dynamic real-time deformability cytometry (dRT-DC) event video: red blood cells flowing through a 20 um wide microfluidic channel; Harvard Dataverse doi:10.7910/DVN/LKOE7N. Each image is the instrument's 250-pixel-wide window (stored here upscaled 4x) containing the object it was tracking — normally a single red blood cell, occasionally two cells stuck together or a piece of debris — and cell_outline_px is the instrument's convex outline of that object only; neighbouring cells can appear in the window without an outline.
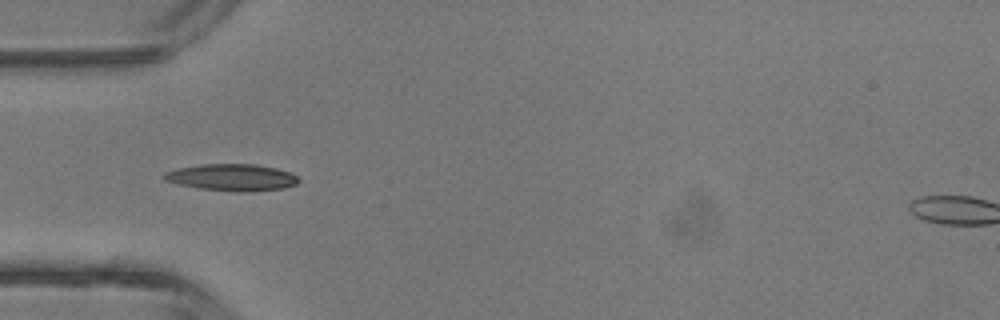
{"species": "common noctule bat (a hibernating species)", "species_latin": "Nyctalus noctula", "temperature_condition": "room temperature", "stored_images_in_passage": 5, "camera_frame_rate_fps": 3000, "um_per_image_px": 0.085, "animal": {"sex": "male", "body_mass_g": 13.3}, "frame": {"image": 1, "passage_image": 4, "time_ms": 3.333, "image_size_px": [1000, 320], "cell_outline_px": [[300, 180], [296, 184], [284, 188], [240, 192], [196, 188], [164, 180], [160, 176], [164, 172], [176, 168], [200, 164], [256, 164], [276, 168], [288, 172], [296, 176]], "centroid_in_image_um": [19.65, 15.07], "position_along_channel_um": 65.3, "area_um2": 21.04}}
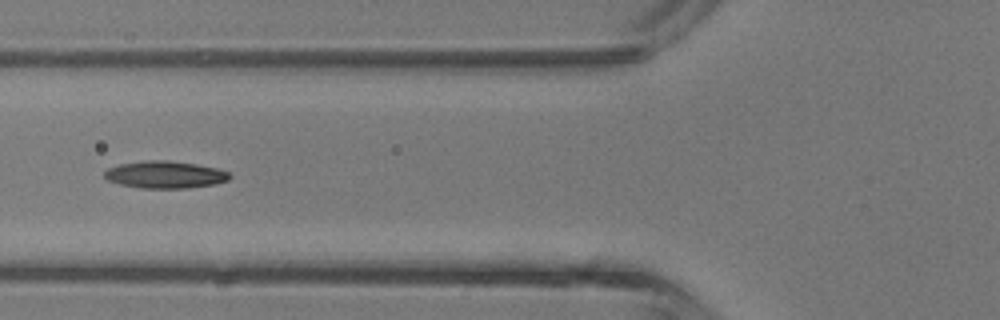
{"frame": {"image": 2, "passage_image": 5, "time_ms": 4.333, "image_size_px": [1000, 320], "cell_outline_px": [[232, 176], [228, 180], [216, 184], [188, 188], [140, 188], [120, 184], [108, 180], [104, 176], [104, 172], [108, 168], [120, 164], [144, 160], [168, 160], [196, 164], [216, 168], [228, 172]], "centroid_in_image_um": [14.04, 14.84], "position_along_channel_um": 111.8, "area_um2": 19.88}}